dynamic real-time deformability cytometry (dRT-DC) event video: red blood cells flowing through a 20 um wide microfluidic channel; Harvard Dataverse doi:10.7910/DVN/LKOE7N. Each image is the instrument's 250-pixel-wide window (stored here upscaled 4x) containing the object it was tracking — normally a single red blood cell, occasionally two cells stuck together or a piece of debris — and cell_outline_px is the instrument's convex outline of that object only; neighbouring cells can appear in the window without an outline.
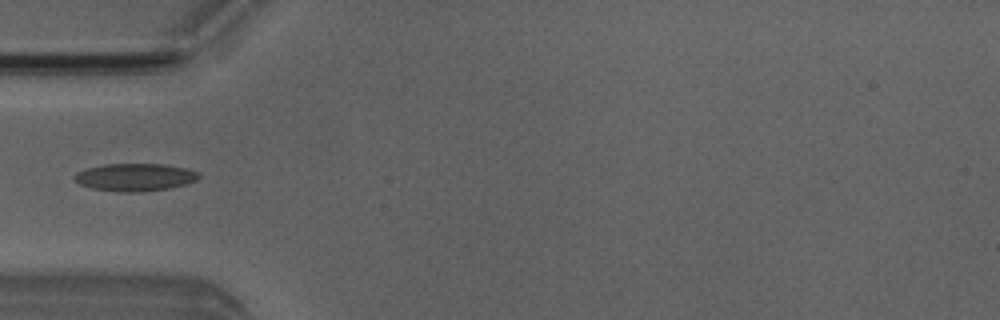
{"species": "Egyptian fruit bat (a non-hibernating species)", "species_latin": "Rousettus aegyptiacus", "temperature_condition": "room temperature", "stored_images_in_passage": 5, "camera_frame_rate_fps": 3000, "um_per_image_px": 0.085, "animal": {"sex": "male"}, "frame": {"image": 1, "passage_image": 4, "time_ms": 3.667, "image_size_px": [1000, 320], "cell_outline_px": [[200, 176], [196, 180], [184, 184], [168, 188], [140, 192], [120, 192], [92, 188], [80, 184], [72, 176], [76, 172], [88, 168], [104, 164], [164, 164], [184, 168], [196, 172]], "centroid_in_image_um": [11.43, 15.06], "position_along_channel_um": 73.6, "area_um2": 19.77}}